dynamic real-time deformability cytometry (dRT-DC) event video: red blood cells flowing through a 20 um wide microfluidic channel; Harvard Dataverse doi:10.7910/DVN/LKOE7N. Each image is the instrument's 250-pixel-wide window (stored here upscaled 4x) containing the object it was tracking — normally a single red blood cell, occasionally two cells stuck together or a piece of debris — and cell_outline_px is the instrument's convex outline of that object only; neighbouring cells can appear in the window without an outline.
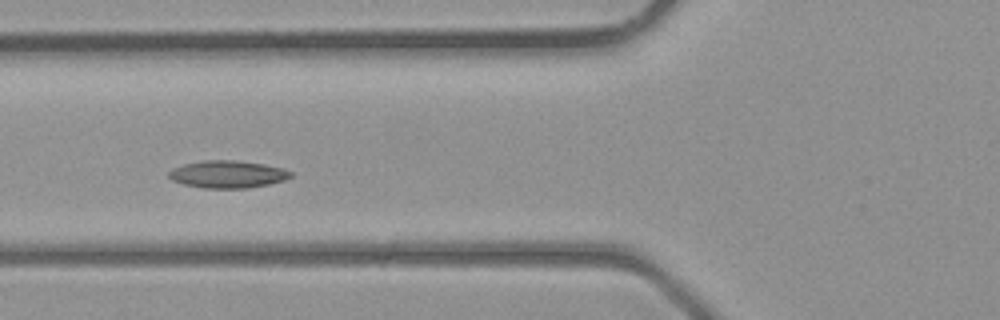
{"species": "common noctule bat (a hibernating species)", "species_latin": "Nyctalus noctula", "temperature_condition": "room temperature", "stored_images_in_passage": 38, "camera_frame_rate_fps": 3000, "um_per_image_px": 0.085, "animal": {"sex": "male", "body_mass_g": 23.1, "forearm_length_mm": 52.7}, "frame": {"image": 1, "passage_image": 12, "time_ms": 3.667, "image_size_px": [1000, 320], "cell_outline_px": [[292, 176], [284, 180], [268, 184], [248, 188], [204, 188], [184, 184], [172, 180], [168, 176], [168, 172], [172, 168], [184, 164], [204, 160], [236, 160], [264, 164], [284, 168], [292, 172]], "centroid_in_image_um": [19.35, 14.8], "position_along_channel_um": 106.4, "area_um2": 19.48}}
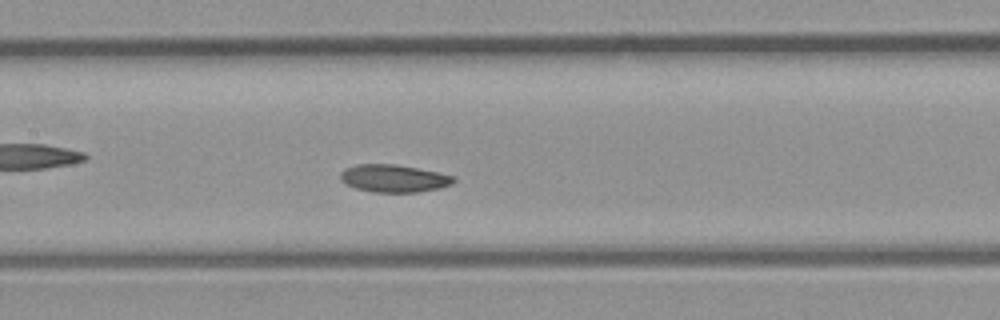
{"frame": {"image": 2, "passage_image": 16, "time_ms": 5.0, "image_size_px": [1000, 320], "cell_outline_px": [[456, 180], [452, 184], [440, 188], [420, 192], [372, 192], [356, 188], [344, 184], [340, 180], [340, 172], [344, 168], [356, 164], [396, 164], [436, 172], [452, 176]], "centroid_in_image_um": [33.42, 15.16], "position_along_channel_um": 174.0, "area_um2": 18.26}}
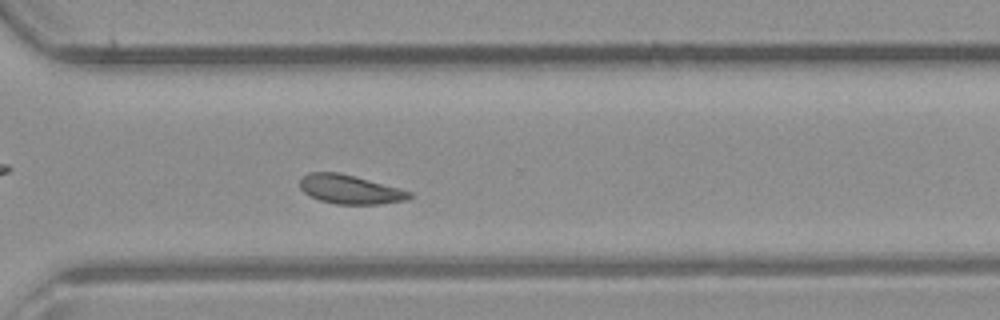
{"frame": {"image": 3, "passage_image": 26, "time_ms": 8.333, "image_size_px": [1000, 320], "cell_outline_px": [[412, 196], [408, 200], [380, 204], [336, 204], [320, 200], [304, 192], [300, 188], [300, 180], [308, 172], [340, 172], [412, 192]], "centroid_in_image_um": [29.75, 16.1], "position_along_channel_um": 340.8, "area_um2": 18.32}}